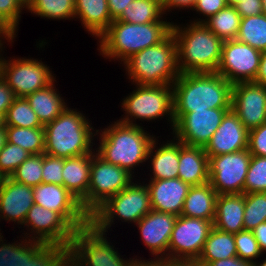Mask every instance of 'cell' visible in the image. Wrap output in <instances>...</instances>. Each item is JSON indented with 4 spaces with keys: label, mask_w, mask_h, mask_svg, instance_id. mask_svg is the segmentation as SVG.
Returning <instances> with one entry per match:
<instances>
[{
    "label": "cell",
    "mask_w": 266,
    "mask_h": 266,
    "mask_svg": "<svg viewBox=\"0 0 266 266\" xmlns=\"http://www.w3.org/2000/svg\"><path fill=\"white\" fill-rule=\"evenodd\" d=\"M23 10H26V0H0V20L16 36Z\"/></svg>",
    "instance_id": "42"
},
{
    "label": "cell",
    "mask_w": 266,
    "mask_h": 266,
    "mask_svg": "<svg viewBox=\"0 0 266 266\" xmlns=\"http://www.w3.org/2000/svg\"><path fill=\"white\" fill-rule=\"evenodd\" d=\"M253 266H266V258L263 261H261L260 263L258 262V260H256L253 263Z\"/></svg>",
    "instance_id": "61"
},
{
    "label": "cell",
    "mask_w": 266,
    "mask_h": 266,
    "mask_svg": "<svg viewBox=\"0 0 266 266\" xmlns=\"http://www.w3.org/2000/svg\"><path fill=\"white\" fill-rule=\"evenodd\" d=\"M241 18L255 16L263 13L262 0H241L234 6Z\"/></svg>",
    "instance_id": "46"
},
{
    "label": "cell",
    "mask_w": 266,
    "mask_h": 266,
    "mask_svg": "<svg viewBox=\"0 0 266 266\" xmlns=\"http://www.w3.org/2000/svg\"><path fill=\"white\" fill-rule=\"evenodd\" d=\"M241 16L233 6H227L207 19L203 24L223 41L236 39Z\"/></svg>",
    "instance_id": "33"
},
{
    "label": "cell",
    "mask_w": 266,
    "mask_h": 266,
    "mask_svg": "<svg viewBox=\"0 0 266 266\" xmlns=\"http://www.w3.org/2000/svg\"><path fill=\"white\" fill-rule=\"evenodd\" d=\"M43 154L30 155L10 176L11 179L27 186H37L42 183Z\"/></svg>",
    "instance_id": "38"
},
{
    "label": "cell",
    "mask_w": 266,
    "mask_h": 266,
    "mask_svg": "<svg viewBox=\"0 0 266 266\" xmlns=\"http://www.w3.org/2000/svg\"><path fill=\"white\" fill-rule=\"evenodd\" d=\"M134 176L126 169L106 162L96 151L92 153L90 183L87 196L80 202L90 216L111 196L127 188Z\"/></svg>",
    "instance_id": "11"
},
{
    "label": "cell",
    "mask_w": 266,
    "mask_h": 266,
    "mask_svg": "<svg viewBox=\"0 0 266 266\" xmlns=\"http://www.w3.org/2000/svg\"><path fill=\"white\" fill-rule=\"evenodd\" d=\"M218 194L210 183L191 186L184 200L182 216L214 221Z\"/></svg>",
    "instance_id": "29"
},
{
    "label": "cell",
    "mask_w": 266,
    "mask_h": 266,
    "mask_svg": "<svg viewBox=\"0 0 266 266\" xmlns=\"http://www.w3.org/2000/svg\"><path fill=\"white\" fill-rule=\"evenodd\" d=\"M227 6L226 0H197L192 10L196 11V14L201 15L202 17L199 16L200 18L197 17L196 19H193V21H190L194 23H204L211 16Z\"/></svg>",
    "instance_id": "44"
},
{
    "label": "cell",
    "mask_w": 266,
    "mask_h": 266,
    "mask_svg": "<svg viewBox=\"0 0 266 266\" xmlns=\"http://www.w3.org/2000/svg\"><path fill=\"white\" fill-rule=\"evenodd\" d=\"M86 117L77 108L67 106L54 121L44 126V153L60 158L93 153L96 129Z\"/></svg>",
    "instance_id": "6"
},
{
    "label": "cell",
    "mask_w": 266,
    "mask_h": 266,
    "mask_svg": "<svg viewBox=\"0 0 266 266\" xmlns=\"http://www.w3.org/2000/svg\"><path fill=\"white\" fill-rule=\"evenodd\" d=\"M75 18L95 39L113 22L107 0H75Z\"/></svg>",
    "instance_id": "27"
},
{
    "label": "cell",
    "mask_w": 266,
    "mask_h": 266,
    "mask_svg": "<svg viewBox=\"0 0 266 266\" xmlns=\"http://www.w3.org/2000/svg\"><path fill=\"white\" fill-rule=\"evenodd\" d=\"M156 266H201L195 259L159 258L151 260Z\"/></svg>",
    "instance_id": "49"
},
{
    "label": "cell",
    "mask_w": 266,
    "mask_h": 266,
    "mask_svg": "<svg viewBox=\"0 0 266 266\" xmlns=\"http://www.w3.org/2000/svg\"><path fill=\"white\" fill-rule=\"evenodd\" d=\"M236 39L261 52L266 51V15L241 18Z\"/></svg>",
    "instance_id": "34"
},
{
    "label": "cell",
    "mask_w": 266,
    "mask_h": 266,
    "mask_svg": "<svg viewBox=\"0 0 266 266\" xmlns=\"http://www.w3.org/2000/svg\"><path fill=\"white\" fill-rule=\"evenodd\" d=\"M17 37L1 20H0V39L14 42Z\"/></svg>",
    "instance_id": "55"
},
{
    "label": "cell",
    "mask_w": 266,
    "mask_h": 266,
    "mask_svg": "<svg viewBox=\"0 0 266 266\" xmlns=\"http://www.w3.org/2000/svg\"><path fill=\"white\" fill-rule=\"evenodd\" d=\"M34 204L33 189L5 177L0 187V221L14 222L21 225ZM2 218V219H1Z\"/></svg>",
    "instance_id": "21"
},
{
    "label": "cell",
    "mask_w": 266,
    "mask_h": 266,
    "mask_svg": "<svg viewBox=\"0 0 266 266\" xmlns=\"http://www.w3.org/2000/svg\"><path fill=\"white\" fill-rule=\"evenodd\" d=\"M177 45V65L180 73L216 72L224 41L203 23L186 25L172 23Z\"/></svg>",
    "instance_id": "4"
},
{
    "label": "cell",
    "mask_w": 266,
    "mask_h": 266,
    "mask_svg": "<svg viewBox=\"0 0 266 266\" xmlns=\"http://www.w3.org/2000/svg\"><path fill=\"white\" fill-rule=\"evenodd\" d=\"M25 227L30 233L23 232L19 242L10 243L21 262H57L69 250L76 231L59 213L36 204L24 219Z\"/></svg>",
    "instance_id": "1"
},
{
    "label": "cell",
    "mask_w": 266,
    "mask_h": 266,
    "mask_svg": "<svg viewBox=\"0 0 266 266\" xmlns=\"http://www.w3.org/2000/svg\"><path fill=\"white\" fill-rule=\"evenodd\" d=\"M231 109L248 131L266 123V87L254 81L233 84Z\"/></svg>",
    "instance_id": "18"
},
{
    "label": "cell",
    "mask_w": 266,
    "mask_h": 266,
    "mask_svg": "<svg viewBox=\"0 0 266 266\" xmlns=\"http://www.w3.org/2000/svg\"><path fill=\"white\" fill-rule=\"evenodd\" d=\"M176 219L174 214L151 210L135 224L142 242L153 256L151 260L168 257L169 241Z\"/></svg>",
    "instance_id": "19"
},
{
    "label": "cell",
    "mask_w": 266,
    "mask_h": 266,
    "mask_svg": "<svg viewBox=\"0 0 266 266\" xmlns=\"http://www.w3.org/2000/svg\"><path fill=\"white\" fill-rule=\"evenodd\" d=\"M64 158L43 154L42 183L63 185Z\"/></svg>",
    "instance_id": "43"
},
{
    "label": "cell",
    "mask_w": 266,
    "mask_h": 266,
    "mask_svg": "<svg viewBox=\"0 0 266 266\" xmlns=\"http://www.w3.org/2000/svg\"><path fill=\"white\" fill-rule=\"evenodd\" d=\"M244 209V193L218 195L213 227L233 234L243 231Z\"/></svg>",
    "instance_id": "25"
},
{
    "label": "cell",
    "mask_w": 266,
    "mask_h": 266,
    "mask_svg": "<svg viewBox=\"0 0 266 266\" xmlns=\"http://www.w3.org/2000/svg\"><path fill=\"white\" fill-rule=\"evenodd\" d=\"M5 126L44 128L25 97H16L8 108Z\"/></svg>",
    "instance_id": "36"
},
{
    "label": "cell",
    "mask_w": 266,
    "mask_h": 266,
    "mask_svg": "<svg viewBox=\"0 0 266 266\" xmlns=\"http://www.w3.org/2000/svg\"><path fill=\"white\" fill-rule=\"evenodd\" d=\"M262 10H263V14L266 15V0H262Z\"/></svg>",
    "instance_id": "63"
},
{
    "label": "cell",
    "mask_w": 266,
    "mask_h": 266,
    "mask_svg": "<svg viewBox=\"0 0 266 266\" xmlns=\"http://www.w3.org/2000/svg\"><path fill=\"white\" fill-rule=\"evenodd\" d=\"M92 153L64 158L63 186L80 202L87 196Z\"/></svg>",
    "instance_id": "26"
},
{
    "label": "cell",
    "mask_w": 266,
    "mask_h": 266,
    "mask_svg": "<svg viewBox=\"0 0 266 266\" xmlns=\"http://www.w3.org/2000/svg\"><path fill=\"white\" fill-rule=\"evenodd\" d=\"M261 53L237 39L224 41L221 61L216 73L223 76L232 85L239 82L255 81Z\"/></svg>",
    "instance_id": "14"
},
{
    "label": "cell",
    "mask_w": 266,
    "mask_h": 266,
    "mask_svg": "<svg viewBox=\"0 0 266 266\" xmlns=\"http://www.w3.org/2000/svg\"><path fill=\"white\" fill-rule=\"evenodd\" d=\"M254 82L266 87V51L261 53L259 69Z\"/></svg>",
    "instance_id": "54"
},
{
    "label": "cell",
    "mask_w": 266,
    "mask_h": 266,
    "mask_svg": "<svg viewBox=\"0 0 266 266\" xmlns=\"http://www.w3.org/2000/svg\"><path fill=\"white\" fill-rule=\"evenodd\" d=\"M123 65L132 85H173L180 75L173 33L159 44L131 55Z\"/></svg>",
    "instance_id": "7"
},
{
    "label": "cell",
    "mask_w": 266,
    "mask_h": 266,
    "mask_svg": "<svg viewBox=\"0 0 266 266\" xmlns=\"http://www.w3.org/2000/svg\"><path fill=\"white\" fill-rule=\"evenodd\" d=\"M207 266H253L252 262L237 257L220 259L210 262Z\"/></svg>",
    "instance_id": "52"
},
{
    "label": "cell",
    "mask_w": 266,
    "mask_h": 266,
    "mask_svg": "<svg viewBox=\"0 0 266 266\" xmlns=\"http://www.w3.org/2000/svg\"><path fill=\"white\" fill-rule=\"evenodd\" d=\"M2 55L0 75L7 82L15 97L27 95L47 87L56 78L47 64L37 58L14 57L6 59Z\"/></svg>",
    "instance_id": "12"
},
{
    "label": "cell",
    "mask_w": 266,
    "mask_h": 266,
    "mask_svg": "<svg viewBox=\"0 0 266 266\" xmlns=\"http://www.w3.org/2000/svg\"><path fill=\"white\" fill-rule=\"evenodd\" d=\"M140 182L133 181L127 188L107 199L90 215V223L106 234L117 219L135 225L152 210L149 189L144 181L142 184Z\"/></svg>",
    "instance_id": "9"
},
{
    "label": "cell",
    "mask_w": 266,
    "mask_h": 266,
    "mask_svg": "<svg viewBox=\"0 0 266 266\" xmlns=\"http://www.w3.org/2000/svg\"><path fill=\"white\" fill-rule=\"evenodd\" d=\"M132 266H156V265L150 259H147L146 261H136Z\"/></svg>",
    "instance_id": "57"
},
{
    "label": "cell",
    "mask_w": 266,
    "mask_h": 266,
    "mask_svg": "<svg viewBox=\"0 0 266 266\" xmlns=\"http://www.w3.org/2000/svg\"><path fill=\"white\" fill-rule=\"evenodd\" d=\"M7 143V133H6V126L0 128V150L5 146Z\"/></svg>",
    "instance_id": "56"
},
{
    "label": "cell",
    "mask_w": 266,
    "mask_h": 266,
    "mask_svg": "<svg viewBox=\"0 0 266 266\" xmlns=\"http://www.w3.org/2000/svg\"><path fill=\"white\" fill-rule=\"evenodd\" d=\"M234 239L237 256L240 259L254 263L258 257L260 258L263 255L252 231L243 230L235 233Z\"/></svg>",
    "instance_id": "41"
},
{
    "label": "cell",
    "mask_w": 266,
    "mask_h": 266,
    "mask_svg": "<svg viewBox=\"0 0 266 266\" xmlns=\"http://www.w3.org/2000/svg\"><path fill=\"white\" fill-rule=\"evenodd\" d=\"M1 231V228H0ZM4 236L2 235V233L0 232V248H11L10 246V242L6 243L4 241H6V239H3ZM3 239V240H2ZM6 243V244H5Z\"/></svg>",
    "instance_id": "58"
},
{
    "label": "cell",
    "mask_w": 266,
    "mask_h": 266,
    "mask_svg": "<svg viewBox=\"0 0 266 266\" xmlns=\"http://www.w3.org/2000/svg\"><path fill=\"white\" fill-rule=\"evenodd\" d=\"M197 0H164L162 2V10L164 16L167 12H172L171 10H192L196 4ZM190 8V9H189Z\"/></svg>",
    "instance_id": "48"
},
{
    "label": "cell",
    "mask_w": 266,
    "mask_h": 266,
    "mask_svg": "<svg viewBox=\"0 0 266 266\" xmlns=\"http://www.w3.org/2000/svg\"><path fill=\"white\" fill-rule=\"evenodd\" d=\"M248 150L251 155L266 157V123L249 131Z\"/></svg>",
    "instance_id": "45"
},
{
    "label": "cell",
    "mask_w": 266,
    "mask_h": 266,
    "mask_svg": "<svg viewBox=\"0 0 266 266\" xmlns=\"http://www.w3.org/2000/svg\"><path fill=\"white\" fill-rule=\"evenodd\" d=\"M32 189L34 204L59 213L75 230L90 223L80 201L63 185L41 183Z\"/></svg>",
    "instance_id": "17"
},
{
    "label": "cell",
    "mask_w": 266,
    "mask_h": 266,
    "mask_svg": "<svg viewBox=\"0 0 266 266\" xmlns=\"http://www.w3.org/2000/svg\"><path fill=\"white\" fill-rule=\"evenodd\" d=\"M5 127V116L0 114V128Z\"/></svg>",
    "instance_id": "62"
},
{
    "label": "cell",
    "mask_w": 266,
    "mask_h": 266,
    "mask_svg": "<svg viewBox=\"0 0 266 266\" xmlns=\"http://www.w3.org/2000/svg\"><path fill=\"white\" fill-rule=\"evenodd\" d=\"M31 154L20 146L7 142L0 150V173L10 177Z\"/></svg>",
    "instance_id": "40"
},
{
    "label": "cell",
    "mask_w": 266,
    "mask_h": 266,
    "mask_svg": "<svg viewBox=\"0 0 266 266\" xmlns=\"http://www.w3.org/2000/svg\"><path fill=\"white\" fill-rule=\"evenodd\" d=\"M244 230H253L266 222V192L244 194Z\"/></svg>",
    "instance_id": "37"
},
{
    "label": "cell",
    "mask_w": 266,
    "mask_h": 266,
    "mask_svg": "<svg viewBox=\"0 0 266 266\" xmlns=\"http://www.w3.org/2000/svg\"><path fill=\"white\" fill-rule=\"evenodd\" d=\"M149 133L143 126L116 120L104 129H96L99 137L96 153L106 162L126 169L135 177L133 170L148 161L150 146L156 138Z\"/></svg>",
    "instance_id": "3"
},
{
    "label": "cell",
    "mask_w": 266,
    "mask_h": 266,
    "mask_svg": "<svg viewBox=\"0 0 266 266\" xmlns=\"http://www.w3.org/2000/svg\"><path fill=\"white\" fill-rule=\"evenodd\" d=\"M248 149L209 158V183L218 195L242 194L251 161Z\"/></svg>",
    "instance_id": "13"
},
{
    "label": "cell",
    "mask_w": 266,
    "mask_h": 266,
    "mask_svg": "<svg viewBox=\"0 0 266 266\" xmlns=\"http://www.w3.org/2000/svg\"><path fill=\"white\" fill-rule=\"evenodd\" d=\"M107 238L89 223L75 231L69 250L57 262L61 266H132L136 261H146L138 256L123 259Z\"/></svg>",
    "instance_id": "8"
},
{
    "label": "cell",
    "mask_w": 266,
    "mask_h": 266,
    "mask_svg": "<svg viewBox=\"0 0 266 266\" xmlns=\"http://www.w3.org/2000/svg\"><path fill=\"white\" fill-rule=\"evenodd\" d=\"M15 98L13 91L0 75V114L6 116L8 108L12 105Z\"/></svg>",
    "instance_id": "47"
},
{
    "label": "cell",
    "mask_w": 266,
    "mask_h": 266,
    "mask_svg": "<svg viewBox=\"0 0 266 266\" xmlns=\"http://www.w3.org/2000/svg\"><path fill=\"white\" fill-rule=\"evenodd\" d=\"M226 2H227V5L228 6H235V5H237L239 2H241V0H226Z\"/></svg>",
    "instance_id": "60"
},
{
    "label": "cell",
    "mask_w": 266,
    "mask_h": 266,
    "mask_svg": "<svg viewBox=\"0 0 266 266\" xmlns=\"http://www.w3.org/2000/svg\"><path fill=\"white\" fill-rule=\"evenodd\" d=\"M7 142L22 147L31 155L44 154V128L6 126Z\"/></svg>",
    "instance_id": "35"
},
{
    "label": "cell",
    "mask_w": 266,
    "mask_h": 266,
    "mask_svg": "<svg viewBox=\"0 0 266 266\" xmlns=\"http://www.w3.org/2000/svg\"><path fill=\"white\" fill-rule=\"evenodd\" d=\"M134 85L136 88L122 100L120 107L125 115L118 121L140 125L137 124V119L153 122L166 116L170 129H173L175 121L172 85Z\"/></svg>",
    "instance_id": "10"
},
{
    "label": "cell",
    "mask_w": 266,
    "mask_h": 266,
    "mask_svg": "<svg viewBox=\"0 0 266 266\" xmlns=\"http://www.w3.org/2000/svg\"><path fill=\"white\" fill-rule=\"evenodd\" d=\"M26 9L44 19H75V0H26Z\"/></svg>",
    "instance_id": "32"
},
{
    "label": "cell",
    "mask_w": 266,
    "mask_h": 266,
    "mask_svg": "<svg viewBox=\"0 0 266 266\" xmlns=\"http://www.w3.org/2000/svg\"><path fill=\"white\" fill-rule=\"evenodd\" d=\"M248 138L249 131L237 114L230 109L223 116L221 124L204 147V151L209 158L239 152L248 149Z\"/></svg>",
    "instance_id": "20"
},
{
    "label": "cell",
    "mask_w": 266,
    "mask_h": 266,
    "mask_svg": "<svg viewBox=\"0 0 266 266\" xmlns=\"http://www.w3.org/2000/svg\"><path fill=\"white\" fill-rule=\"evenodd\" d=\"M172 87L175 122L193 110L231 108L232 84L216 72L180 73Z\"/></svg>",
    "instance_id": "2"
},
{
    "label": "cell",
    "mask_w": 266,
    "mask_h": 266,
    "mask_svg": "<svg viewBox=\"0 0 266 266\" xmlns=\"http://www.w3.org/2000/svg\"><path fill=\"white\" fill-rule=\"evenodd\" d=\"M20 262L11 248H0V266H17Z\"/></svg>",
    "instance_id": "51"
},
{
    "label": "cell",
    "mask_w": 266,
    "mask_h": 266,
    "mask_svg": "<svg viewBox=\"0 0 266 266\" xmlns=\"http://www.w3.org/2000/svg\"><path fill=\"white\" fill-rule=\"evenodd\" d=\"M230 109L209 108L187 112L174 123L171 134L185 145L204 148Z\"/></svg>",
    "instance_id": "16"
},
{
    "label": "cell",
    "mask_w": 266,
    "mask_h": 266,
    "mask_svg": "<svg viewBox=\"0 0 266 266\" xmlns=\"http://www.w3.org/2000/svg\"><path fill=\"white\" fill-rule=\"evenodd\" d=\"M4 178L5 177L0 173V187L2 186Z\"/></svg>",
    "instance_id": "64"
},
{
    "label": "cell",
    "mask_w": 266,
    "mask_h": 266,
    "mask_svg": "<svg viewBox=\"0 0 266 266\" xmlns=\"http://www.w3.org/2000/svg\"><path fill=\"white\" fill-rule=\"evenodd\" d=\"M232 257H237L234 234L213 227L197 262L201 266H207L210 262Z\"/></svg>",
    "instance_id": "30"
},
{
    "label": "cell",
    "mask_w": 266,
    "mask_h": 266,
    "mask_svg": "<svg viewBox=\"0 0 266 266\" xmlns=\"http://www.w3.org/2000/svg\"><path fill=\"white\" fill-rule=\"evenodd\" d=\"M255 239L258 242L262 253L266 252V222L260 223L257 227L251 230Z\"/></svg>",
    "instance_id": "53"
},
{
    "label": "cell",
    "mask_w": 266,
    "mask_h": 266,
    "mask_svg": "<svg viewBox=\"0 0 266 266\" xmlns=\"http://www.w3.org/2000/svg\"><path fill=\"white\" fill-rule=\"evenodd\" d=\"M178 178L190 186L209 182V157L203 147L188 146L179 141Z\"/></svg>",
    "instance_id": "24"
},
{
    "label": "cell",
    "mask_w": 266,
    "mask_h": 266,
    "mask_svg": "<svg viewBox=\"0 0 266 266\" xmlns=\"http://www.w3.org/2000/svg\"><path fill=\"white\" fill-rule=\"evenodd\" d=\"M6 41L8 42V44L10 43V45H11V43H12L11 41L0 39V61H1V57H2V53L1 52H5L3 50L5 49V45L4 44L6 43Z\"/></svg>",
    "instance_id": "59"
},
{
    "label": "cell",
    "mask_w": 266,
    "mask_h": 266,
    "mask_svg": "<svg viewBox=\"0 0 266 266\" xmlns=\"http://www.w3.org/2000/svg\"><path fill=\"white\" fill-rule=\"evenodd\" d=\"M112 20H116L134 0H107Z\"/></svg>",
    "instance_id": "50"
},
{
    "label": "cell",
    "mask_w": 266,
    "mask_h": 266,
    "mask_svg": "<svg viewBox=\"0 0 266 266\" xmlns=\"http://www.w3.org/2000/svg\"><path fill=\"white\" fill-rule=\"evenodd\" d=\"M164 13L160 0H134L116 19L126 23L147 24L163 21Z\"/></svg>",
    "instance_id": "31"
},
{
    "label": "cell",
    "mask_w": 266,
    "mask_h": 266,
    "mask_svg": "<svg viewBox=\"0 0 266 266\" xmlns=\"http://www.w3.org/2000/svg\"><path fill=\"white\" fill-rule=\"evenodd\" d=\"M212 228V221L177 216L169 241L168 257L197 260Z\"/></svg>",
    "instance_id": "15"
},
{
    "label": "cell",
    "mask_w": 266,
    "mask_h": 266,
    "mask_svg": "<svg viewBox=\"0 0 266 266\" xmlns=\"http://www.w3.org/2000/svg\"><path fill=\"white\" fill-rule=\"evenodd\" d=\"M55 82L56 79L47 87L25 97L43 126L54 121L69 106L57 90Z\"/></svg>",
    "instance_id": "28"
},
{
    "label": "cell",
    "mask_w": 266,
    "mask_h": 266,
    "mask_svg": "<svg viewBox=\"0 0 266 266\" xmlns=\"http://www.w3.org/2000/svg\"><path fill=\"white\" fill-rule=\"evenodd\" d=\"M158 141L157 138L154 139L148 152L147 166H150L148 168L151 172L149 180L178 178L179 140L173 137L161 145Z\"/></svg>",
    "instance_id": "23"
},
{
    "label": "cell",
    "mask_w": 266,
    "mask_h": 266,
    "mask_svg": "<svg viewBox=\"0 0 266 266\" xmlns=\"http://www.w3.org/2000/svg\"><path fill=\"white\" fill-rule=\"evenodd\" d=\"M146 185L150 193L152 210L180 216L190 185L179 178L149 180Z\"/></svg>",
    "instance_id": "22"
},
{
    "label": "cell",
    "mask_w": 266,
    "mask_h": 266,
    "mask_svg": "<svg viewBox=\"0 0 266 266\" xmlns=\"http://www.w3.org/2000/svg\"><path fill=\"white\" fill-rule=\"evenodd\" d=\"M172 23L167 19L147 24L113 20L97 38V50L103 58L122 64L131 55L163 41L171 33Z\"/></svg>",
    "instance_id": "5"
},
{
    "label": "cell",
    "mask_w": 266,
    "mask_h": 266,
    "mask_svg": "<svg viewBox=\"0 0 266 266\" xmlns=\"http://www.w3.org/2000/svg\"><path fill=\"white\" fill-rule=\"evenodd\" d=\"M266 192V157L251 156L244 183V194Z\"/></svg>",
    "instance_id": "39"
}]
</instances>
